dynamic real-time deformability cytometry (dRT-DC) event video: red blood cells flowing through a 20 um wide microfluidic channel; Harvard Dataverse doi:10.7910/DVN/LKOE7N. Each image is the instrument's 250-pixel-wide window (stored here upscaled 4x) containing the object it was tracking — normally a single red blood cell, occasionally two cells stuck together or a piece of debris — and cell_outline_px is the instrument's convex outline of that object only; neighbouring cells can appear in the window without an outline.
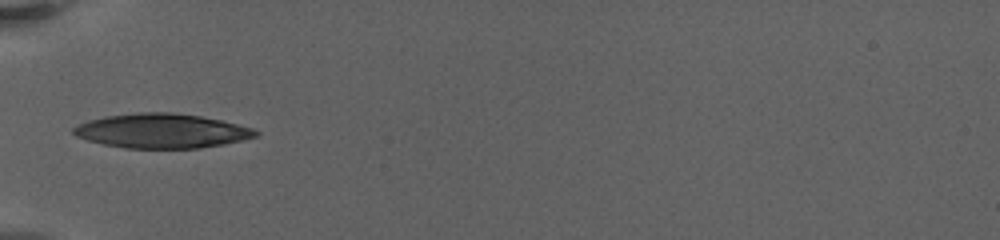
{"species": "human", "species_latin": "Homo sapiens", "temperature_condition": "warm", "stored_images_in_passage": 2, "camera_frame_rate_fps": 3000, "um_per_image_px": 0.085, "donor": {"sex": "female"}, "frame": {"image": 1, "passage_image": 1, "time_ms": 0.0, "image_size_px": [1000, 240], "cell_outline_px": [[260, 132], [256, 136], [224, 144], [200, 148], [124, 148], [104, 144], [88, 140], [76, 136], [72, 132], [72, 128], [88, 120], [104, 116], [136, 112], [172, 112], [200, 116], [220, 120], [252, 128]], "centroid_in_image_um": [13.71, 11.12], "position_along_channel_um": 71.3, "area_um2": 36.41}}